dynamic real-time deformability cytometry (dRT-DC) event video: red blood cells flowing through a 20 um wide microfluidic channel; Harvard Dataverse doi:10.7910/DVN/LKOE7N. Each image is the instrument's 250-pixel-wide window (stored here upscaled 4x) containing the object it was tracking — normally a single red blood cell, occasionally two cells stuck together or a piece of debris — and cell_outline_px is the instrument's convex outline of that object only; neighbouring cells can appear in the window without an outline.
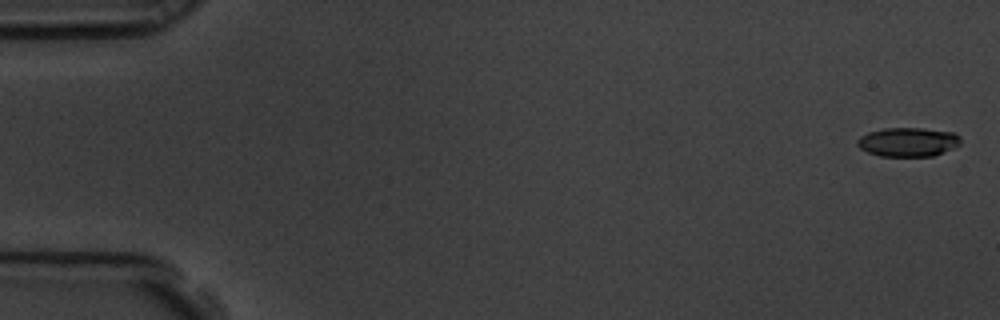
{"species": "common noctule bat (a hibernating species)", "species_latin": "Nyctalus noctula", "temperature_condition": "room temperature", "stored_images_in_passage": 8, "camera_frame_rate_fps": 3000, "um_per_image_px": 0.085, "animal": {"sex": "male", "body_mass_g": 19.5, "forearm_length_mm": 54.6}, "frame": {"image": 1, "passage_image": 1, "time_ms": 0.0, "image_size_px": [1000, 320], "cell_outline_px": [[960, 144], [952, 148], [932, 156], [880, 156], [868, 152], [860, 148], [856, 144], [856, 140], [860, 136], [868, 132], [884, 128], [924, 128], [956, 132], [960, 136]], "centroid_in_image_um": [77.17, 12.05], "position_along_channel_um": 7.8, "area_um2": 17.57}}
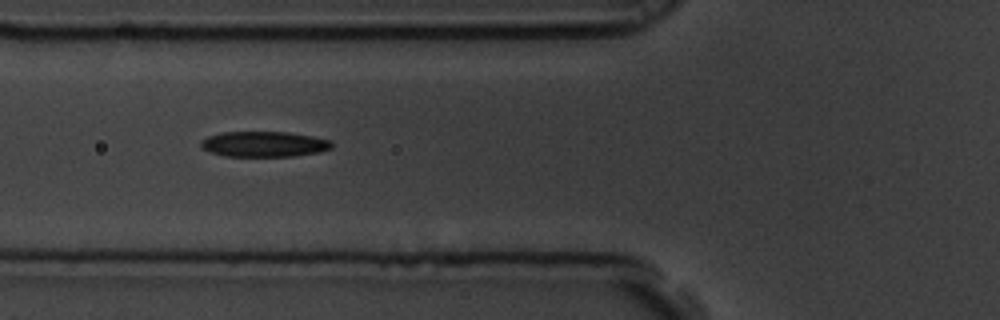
{"frame": {"image": 2, "passage_image": 7, "time_ms": 2.0, "image_size_px": [1000, 320], "cell_outline_px": [[332, 148], [320, 152], [292, 156], [224, 156], [212, 152], [204, 148], [200, 144], [200, 140], [208, 136], [224, 132], [288, 132], [312, 136], [332, 140]], "centroid_in_image_um": [22.47, 12.24], "position_along_channel_um": 103.3, "area_um2": 19.36}}
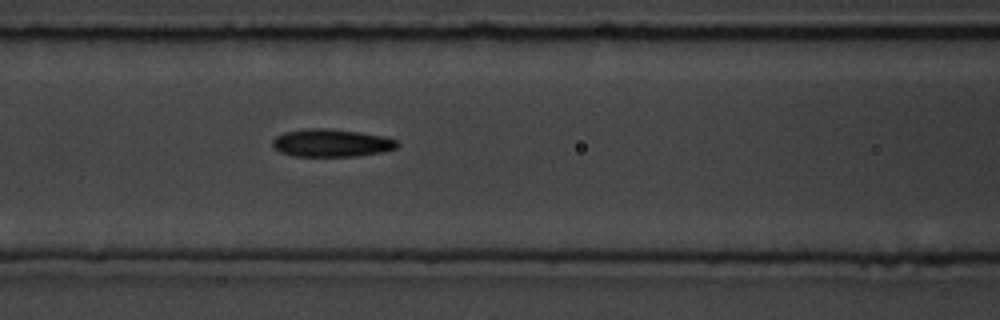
{"frame": {"image": 3, "passage_image": 8, "time_ms": 2.333, "image_size_px": [1000, 320], "cell_outline_px": [[396, 148], [380, 152], [356, 156], [292, 156], [280, 152], [272, 144], [272, 140], [276, 136], [284, 132], [308, 128], [324, 128], [360, 132], [384, 136], [396, 140]], "centroid_in_image_um": [28.13, 12.15], "position_along_channel_um": 138.5, "area_um2": 20.0}}